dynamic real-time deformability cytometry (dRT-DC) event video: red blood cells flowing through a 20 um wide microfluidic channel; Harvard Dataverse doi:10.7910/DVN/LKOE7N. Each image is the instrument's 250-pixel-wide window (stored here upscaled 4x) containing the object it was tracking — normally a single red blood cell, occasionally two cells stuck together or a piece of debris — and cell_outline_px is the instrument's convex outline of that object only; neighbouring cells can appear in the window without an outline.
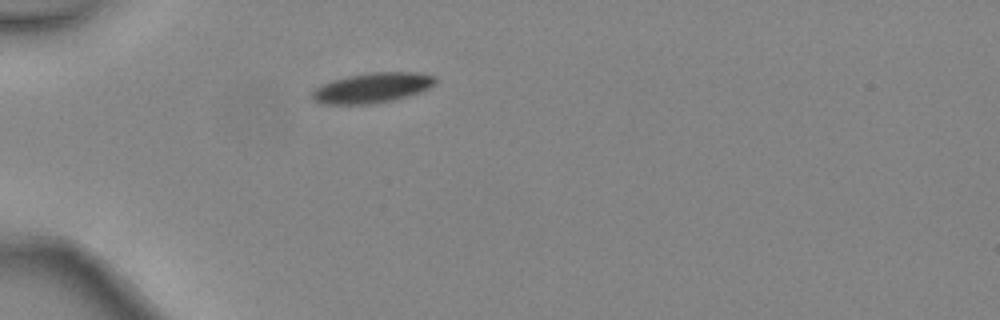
{"species": "common noctule bat (a hibernating species)", "species_latin": "Nyctalus noctula", "temperature_condition": "warm", "stored_images_in_passage": 1, "camera_frame_rate_fps": 3000, "um_per_image_px": 0.085, "animal": {"sex": "female", "body_mass_g": 24.6, "forearm_length_mm": 56.2}, "frame": {"image": 1, "passage_image": 1, "time_ms": 0.0, "image_size_px": [1000, 320], "cell_outline_px": [[436, 84], [420, 92], [408, 96], [392, 100], [372, 104], [320, 104], [312, 100], [308, 96], [316, 88], [332, 80], [348, 76], [372, 72], [416, 72], [436, 76]], "centroid_in_image_um": [31.62, 7.47], "position_along_channel_um": 53.4, "area_um2": 21.73}}